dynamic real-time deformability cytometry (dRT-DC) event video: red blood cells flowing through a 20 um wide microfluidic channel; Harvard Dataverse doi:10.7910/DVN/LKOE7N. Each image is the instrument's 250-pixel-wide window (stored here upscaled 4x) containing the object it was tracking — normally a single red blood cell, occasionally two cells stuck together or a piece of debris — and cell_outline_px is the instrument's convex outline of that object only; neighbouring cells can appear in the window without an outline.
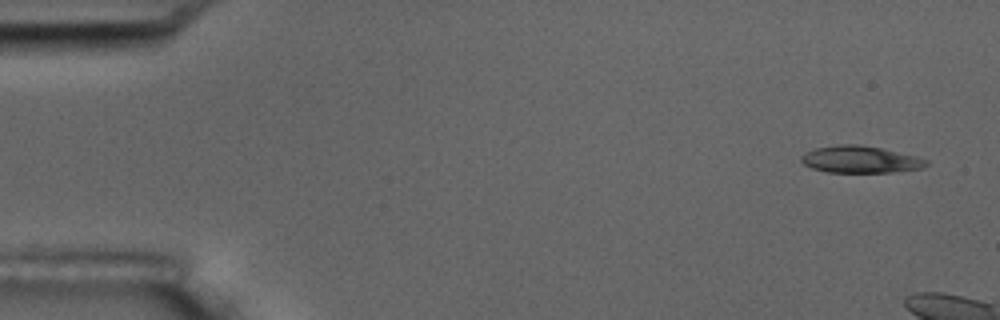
{"species": "common noctule bat (a hibernating species)", "species_latin": "Nyctalus noctula", "temperature_condition": "room temperature", "stored_images_in_passage": 6, "camera_frame_rate_fps": 3000, "um_per_image_px": 0.085, "animal": {"sex": "male", "body_mass_g": 17.5, "forearm_length_mm": 52.3}, "frame": {"image": 1, "passage_image": 1, "time_ms": 0.0, "image_size_px": [1000, 320], "cell_outline_px": [[928, 164], [924, 168], [892, 172], [828, 172], [812, 168], [804, 164], [800, 160], [800, 156], [816, 148], [840, 144], [856, 144], [880, 148], [916, 156], [928, 160]], "centroid_in_image_um": [73.14, 13.56], "position_along_channel_um": 11.9, "area_um2": 19.48}}